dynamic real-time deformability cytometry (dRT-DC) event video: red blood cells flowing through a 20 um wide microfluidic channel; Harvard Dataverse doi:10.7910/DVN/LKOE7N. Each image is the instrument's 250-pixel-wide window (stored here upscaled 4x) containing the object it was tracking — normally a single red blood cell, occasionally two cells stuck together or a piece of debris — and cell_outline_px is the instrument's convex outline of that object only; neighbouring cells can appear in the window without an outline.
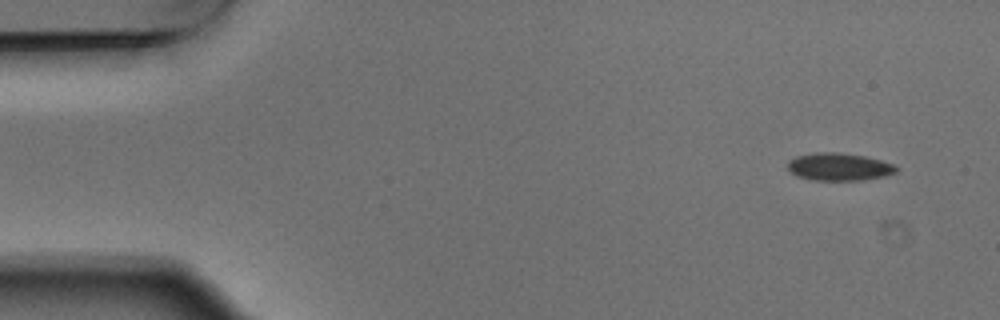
{"species": "Egyptian fruit bat (a non-hibernating species)", "species_latin": "Rousettus aegyptiacus", "temperature_condition": "warm", "stored_images_in_passage": 6, "camera_frame_rate_fps": 3000, "um_per_image_px": 0.085, "animal": {"sex": "male"}, "frame": {"image": 1, "passage_image": 1, "time_ms": 0.0, "image_size_px": [1000, 320], "cell_outline_px": [[900, 168], [896, 172], [880, 176], [860, 180], [816, 180], [796, 176], [788, 168], [788, 160], [796, 156], [816, 152], [840, 152], [864, 156], [880, 160], [892, 164]], "centroid_in_image_um": [71.29, 14.16], "position_along_channel_um": 13.7, "area_um2": 17.28}}
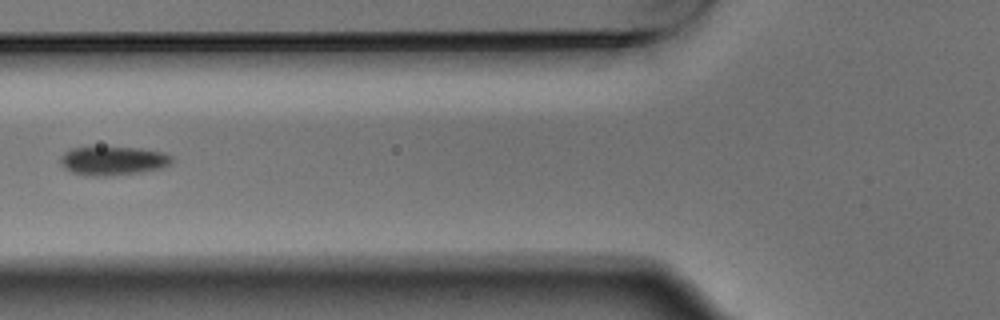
{"frame": {"image": 2, "passage_image": 5, "time_ms": 1.333, "image_size_px": [1000, 320], "cell_outline_px": [[172, 160], [164, 168], [140, 172], [108, 176], [84, 176], [72, 172], [64, 168], [60, 160], [60, 156], [64, 152], [72, 148], [140, 148], [164, 152], [172, 156]], "centroid_in_image_um": [9.61, 13.68], "position_along_channel_um": 116.2, "area_um2": 18.61}}
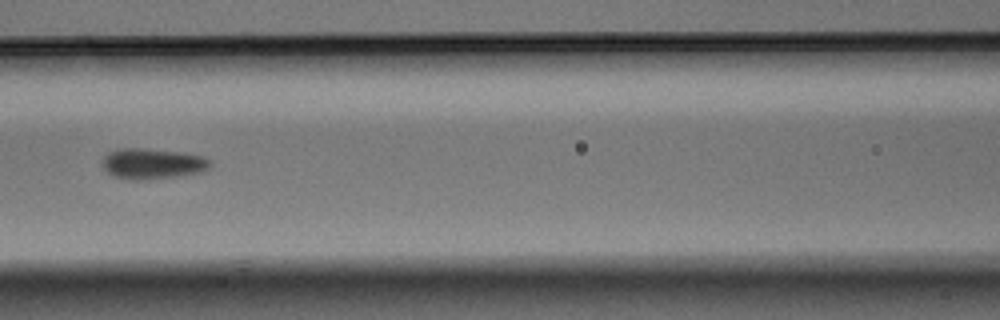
{"frame": {"image": 3, "passage_image": 6, "time_ms": 1.667, "image_size_px": [1000, 320], "cell_outline_px": [[212, 164], [204, 172], [184, 176], [140, 180], [128, 180], [112, 176], [104, 168], [100, 160], [108, 152], [116, 148], [140, 148], [184, 152], [204, 156], [212, 160]], "centroid_in_image_um": [12.98, 13.92], "position_along_channel_um": 153.6, "area_um2": 19.88}}